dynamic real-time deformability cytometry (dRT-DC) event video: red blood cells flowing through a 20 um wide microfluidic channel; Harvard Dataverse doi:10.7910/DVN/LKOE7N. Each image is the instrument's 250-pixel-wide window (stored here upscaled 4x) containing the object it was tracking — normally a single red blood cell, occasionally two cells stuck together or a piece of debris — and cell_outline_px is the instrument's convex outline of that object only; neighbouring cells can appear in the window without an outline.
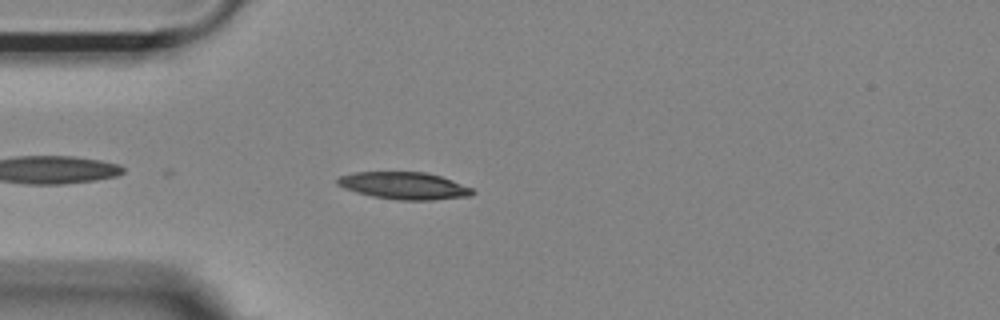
{"species": "Egyptian fruit bat (a non-hibernating species)", "species_latin": "Rousettus aegyptiacus", "temperature_condition": "room temperature", "stored_images_in_passage": 39, "camera_frame_rate_fps": 3000, "um_per_image_px": 0.085, "animal": {"sex": "female"}, "frame": {"image": 1, "passage_image": 5, "time_ms": 1.333, "image_size_px": [1000, 320], "cell_outline_px": [[476, 192], [472, 196], [432, 200], [396, 200], [372, 196], [356, 192], [344, 188], [336, 184], [336, 180], [340, 176], [352, 172], [424, 172], [440, 176], [452, 180], [472, 188]], "centroid_in_image_um": [34.35, 15.79], "position_along_channel_um": 50.7, "area_um2": 21.5}}
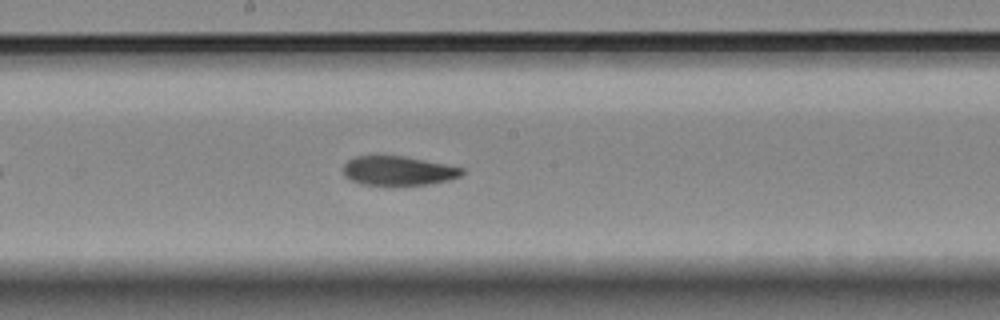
{"frame": {"image": 2, "passage_image": 19, "time_ms": 6.0, "image_size_px": [1000, 320], "cell_outline_px": [[464, 172], [460, 176], [448, 180], [428, 184], [392, 188], [388, 188], [360, 184], [344, 176], [344, 164], [348, 160], [356, 156], [404, 156], [464, 168]], "centroid_in_image_um": [33.82, 14.57], "position_along_channel_um": 214.4, "area_um2": 20.87}}
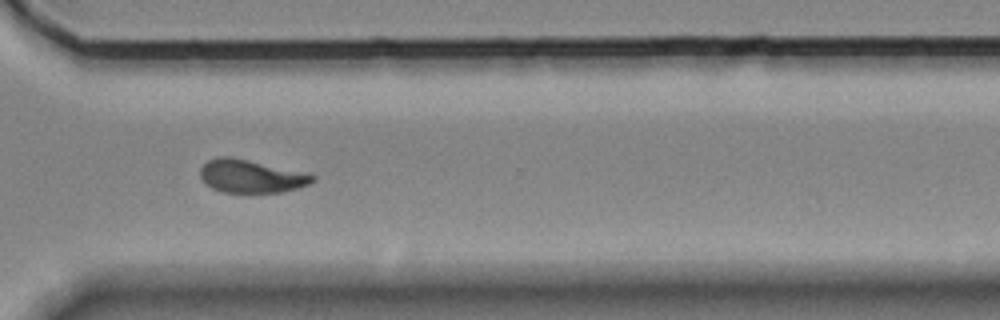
{"frame": {"image": 3, "passage_image": 30, "time_ms": 9.667, "image_size_px": [1000, 320], "cell_outline_px": [[316, 180], [308, 184], [296, 188], [280, 192], [220, 192], [212, 188], [200, 176], [200, 168], [208, 160], [216, 156], [232, 156], [316, 176]], "centroid_in_image_um": [21.28, 14.97], "position_along_channel_um": 349.3, "area_um2": 21.21}, "authors_computed_cell_mechanics": {"area_um2": 21.5016, "velocity_mm_per_s": 3.6865, "shape_relaxation_time_tau1_ms": null, "shape_relaxation_time_tau2_ms": 4.4107, "deformation_change_tau1": null, "deformation_change_tau2": 0.1086}}